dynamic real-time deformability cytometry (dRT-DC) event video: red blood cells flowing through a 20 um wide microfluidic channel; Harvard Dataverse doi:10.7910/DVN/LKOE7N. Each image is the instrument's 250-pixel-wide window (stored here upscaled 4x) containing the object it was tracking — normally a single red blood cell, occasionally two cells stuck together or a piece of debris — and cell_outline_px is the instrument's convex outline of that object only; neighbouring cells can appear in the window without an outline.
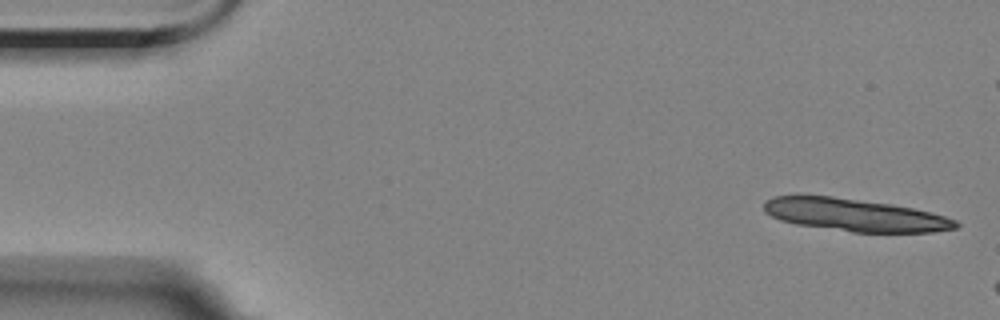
{"species": "Egyptian fruit bat (a non-hibernating species)", "species_latin": "Rousettus aegyptiacus", "temperature_condition": "room temperature", "stored_images_in_passage": 3, "camera_frame_rate_fps": 3000, "um_per_image_px": 0.085, "animal": {"sex": "female"}, "frame": {"image": 1, "passage_image": 1, "time_ms": 0.0, "image_size_px": [1000, 320], "cell_outline_px": [[960, 224], [956, 228], [932, 232], [852, 232], [796, 224], [780, 220], [764, 212], [764, 200], [772, 196], [832, 196], [892, 204], [912, 208], [944, 216], [956, 220]], "centroid_in_image_um": [72.63, 18.27], "position_along_channel_um": 12.4, "area_um2": 36.18}}